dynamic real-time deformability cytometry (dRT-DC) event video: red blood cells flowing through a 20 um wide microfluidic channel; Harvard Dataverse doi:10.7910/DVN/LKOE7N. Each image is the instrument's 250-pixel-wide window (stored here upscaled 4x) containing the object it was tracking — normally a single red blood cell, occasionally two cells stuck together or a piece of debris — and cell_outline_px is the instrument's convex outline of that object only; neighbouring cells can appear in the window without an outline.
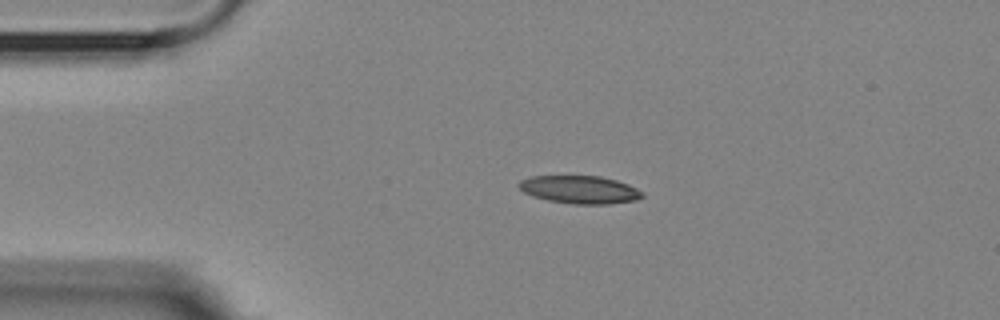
{"species": "Egyptian fruit bat (a non-hibernating species)", "species_latin": "Rousettus aegyptiacus", "temperature_condition": "room temperature", "stored_images_in_passage": 4, "camera_frame_rate_fps": 3000, "um_per_image_px": 0.085, "animal": {"sex": "female"}, "frame": {"image": 1, "passage_image": 3, "time_ms": 2.333, "image_size_px": [1000, 320], "cell_outline_px": [[644, 196], [636, 200], [608, 204], [572, 204], [548, 200], [532, 196], [524, 192], [516, 184], [520, 180], [532, 176], [600, 176], [616, 180], [628, 184], [644, 192]], "centroid_in_image_um": [49.28, 16.12], "position_along_channel_um": 35.7, "area_um2": 20.11}}